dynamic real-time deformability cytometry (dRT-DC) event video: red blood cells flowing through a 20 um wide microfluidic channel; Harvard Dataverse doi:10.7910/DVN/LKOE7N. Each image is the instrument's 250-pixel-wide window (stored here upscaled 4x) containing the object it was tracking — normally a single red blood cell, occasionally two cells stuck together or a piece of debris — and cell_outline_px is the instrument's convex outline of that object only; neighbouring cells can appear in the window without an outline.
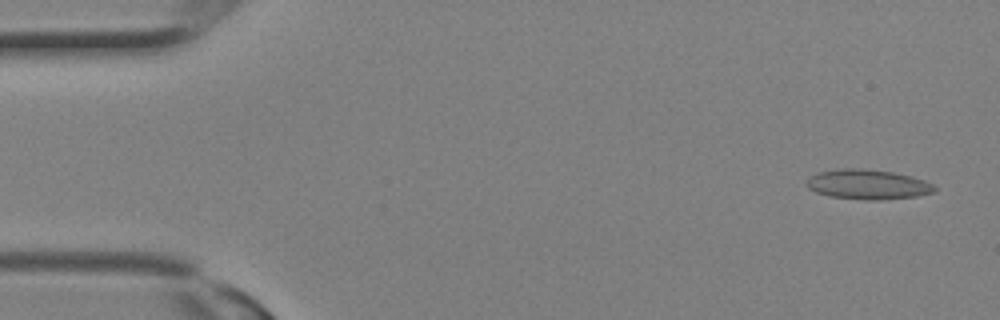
{"species": "Egyptian fruit bat (a non-hibernating species)", "species_latin": "Rousettus aegyptiacus", "temperature_condition": "room temperature", "stored_images_in_passage": 6, "camera_frame_rate_fps": 3000, "um_per_image_px": 0.085, "animal": {"sex": "female"}, "frame": {"image": 1, "passage_image": 1, "time_ms": 0.0, "image_size_px": [1000, 320], "cell_outline_px": [[936, 192], [916, 196], [876, 200], [864, 200], [832, 196], [816, 192], [808, 188], [808, 180], [816, 172], [844, 168], [864, 168], [892, 172], [912, 176], [924, 180], [932, 184], [936, 188]], "centroid_in_image_um": [73.79, 15.67], "position_along_channel_um": 11.2, "area_um2": 22.08}}